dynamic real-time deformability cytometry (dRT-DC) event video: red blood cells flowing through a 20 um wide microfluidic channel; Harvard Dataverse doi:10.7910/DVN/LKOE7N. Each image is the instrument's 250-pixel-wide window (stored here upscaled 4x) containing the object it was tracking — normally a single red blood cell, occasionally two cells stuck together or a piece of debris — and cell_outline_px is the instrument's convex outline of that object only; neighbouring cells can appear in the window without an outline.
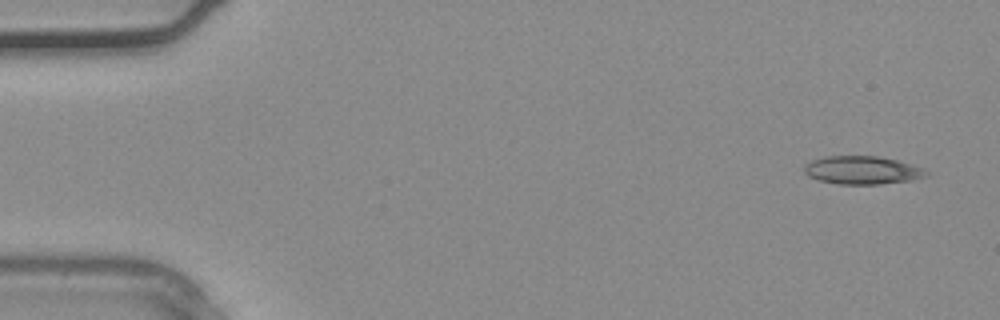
{"species": "common noctule bat (a hibernating species)", "species_latin": "Nyctalus noctula", "temperature_condition": "warm", "stored_images_in_passage": 9, "camera_frame_rate_fps": 3000, "um_per_image_px": 0.085, "animal": {"sex": "male", "body_mass_g": 20.4}, "frame": {"image": 1, "passage_image": 1, "time_ms": 0.0, "image_size_px": [1000, 320], "cell_outline_px": [[928, 176], [912, 180], [880, 184], [840, 184], [820, 180], [808, 176], [804, 172], [804, 164], [812, 160], [824, 156], [876, 156], [896, 160], [924, 168], [928, 172]], "centroid_in_image_um": [73.29, 14.46], "position_along_channel_um": 11.7, "area_um2": 20.0}}
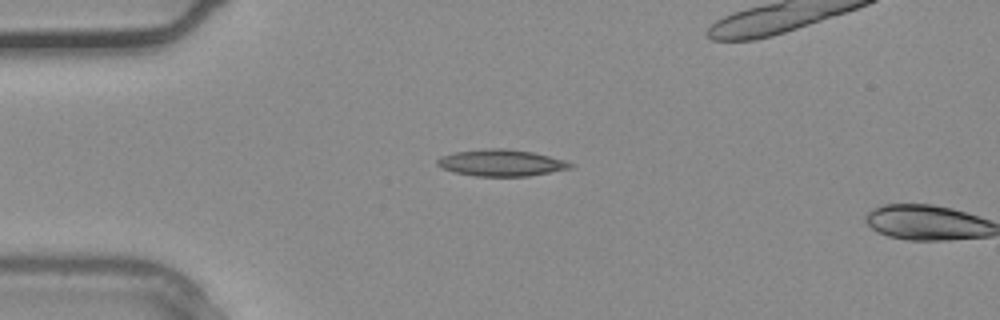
{"frame": {"image": 2, "passage_image": 8, "time_ms": 2.333, "image_size_px": [1000, 320], "cell_outline_px": [[576, 164], [572, 168], [528, 176], [476, 176], [452, 172], [440, 168], [436, 164], [436, 160], [440, 156], [456, 152], [484, 148], [508, 148], [532, 152], [564, 160]], "centroid_in_image_um": [42.57, 13.84], "position_along_channel_um": 42.4, "area_um2": 20.81}}